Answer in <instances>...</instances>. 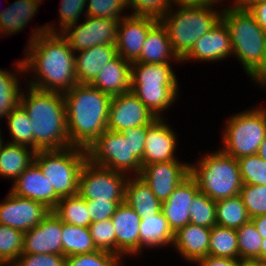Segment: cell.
<instances>
[{"mask_svg":"<svg viewBox=\"0 0 266 266\" xmlns=\"http://www.w3.org/2000/svg\"><path fill=\"white\" fill-rule=\"evenodd\" d=\"M23 49L28 86L64 94L78 84L75 53L61 33H48L46 24L35 26Z\"/></svg>","mask_w":266,"mask_h":266,"instance_id":"obj_1","label":"cell"},{"mask_svg":"<svg viewBox=\"0 0 266 266\" xmlns=\"http://www.w3.org/2000/svg\"><path fill=\"white\" fill-rule=\"evenodd\" d=\"M221 19L228 27L232 58L240 63L247 79L261 90L266 87V32L248 9L225 1Z\"/></svg>","mask_w":266,"mask_h":266,"instance_id":"obj_2","label":"cell"},{"mask_svg":"<svg viewBox=\"0 0 266 266\" xmlns=\"http://www.w3.org/2000/svg\"><path fill=\"white\" fill-rule=\"evenodd\" d=\"M63 97L70 145L87 150L107 129L112 96L90 84H76Z\"/></svg>","mask_w":266,"mask_h":266,"instance_id":"obj_3","label":"cell"},{"mask_svg":"<svg viewBox=\"0 0 266 266\" xmlns=\"http://www.w3.org/2000/svg\"><path fill=\"white\" fill-rule=\"evenodd\" d=\"M24 88L19 104L31 120L34 150L37 152L70 147L63 94L28 85Z\"/></svg>","mask_w":266,"mask_h":266,"instance_id":"obj_4","label":"cell"},{"mask_svg":"<svg viewBox=\"0 0 266 266\" xmlns=\"http://www.w3.org/2000/svg\"><path fill=\"white\" fill-rule=\"evenodd\" d=\"M173 64L131 63V92L157 118H165L168 110L180 99V82Z\"/></svg>","mask_w":266,"mask_h":266,"instance_id":"obj_5","label":"cell"},{"mask_svg":"<svg viewBox=\"0 0 266 266\" xmlns=\"http://www.w3.org/2000/svg\"><path fill=\"white\" fill-rule=\"evenodd\" d=\"M204 154L194 163L190 160V175L197 181L199 190L214 201L239 195L243 182L237 159L220 148Z\"/></svg>","mask_w":266,"mask_h":266,"instance_id":"obj_6","label":"cell"},{"mask_svg":"<svg viewBox=\"0 0 266 266\" xmlns=\"http://www.w3.org/2000/svg\"><path fill=\"white\" fill-rule=\"evenodd\" d=\"M222 10L223 6H171L160 21L166 27L172 49L180 59L198 38L216 25Z\"/></svg>","mask_w":266,"mask_h":266,"instance_id":"obj_7","label":"cell"},{"mask_svg":"<svg viewBox=\"0 0 266 266\" xmlns=\"http://www.w3.org/2000/svg\"><path fill=\"white\" fill-rule=\"evenodd\" d=\"M219 148L226 154L238 159L257 154L266 137V105L250 106L230 114L221 128Z\"/></svg>","mask_w":266,"mask_h":266,"instance_id":"obj_8","label":"cell"},{"mask_svg":"<svg viewBox=\"0 0 266 266\" xmlns=\"http://www.w3.org/2000/svg\"><path fill=\"white\" fill-rule=\"evenodd\" d=\"M87 160V150L70 146L59 150H39L34 162L60 197L78 194V178Z\"/></svg>","mask_w":266,"mask_h":266,"instance_id":"obj_9","label":"cell"},{"mask_svg":"<svg viewBox=\"0 0 266 266\" xmlns=\"http://www.w3.org/2000/svg\"><path fill=\"white\" fill-rule=\"evenodd\" d=\"M87 159L94 165L128 176H140L141 162L132 154L131 129L105 130L87 149Z\"/></svg>","mask_w":266,"mask_h":266,"instance_id":"obj_10","label":"cell"},{"mask_svg":"<svg viewBox=\"0 0 266 266\" xmlns=\"http://www.w3.org/2000/svg\"><path fill=\"white\" fill-rule=\"evenodd\" d=\"M128 175L92 164L82 165L78 178V194L89 200L124 201Z\"/></svg>","mask_w":266,"mask_h":266,"instance_id":"obj_11","label":"cell"},{"mask_svg":"<svg viewBox=\"0 0 266 266\" xmlns=\"http://www.w3.org/2000/svg\"><path fill=\"white\" fill-rule=\"evenodd\" d=\"M84 18L83 21L70 25L61 33L74 53L96 45L116 43L120 20L91 16H85Z\"/></svg>","mask_w":266,"mask_h":266,"instance_id":"obj_12","label":"cell"},{"mask_svg":"<svg viewBox=\"0 0 266 266\" xmlns=\"http://www.w3.org/2000/svg\"><path fill=\"white\" fill-rule=\"evenodd\" d=\"M158 118L131 91L112 96L107 130L122 132L142 125L153 124Z\"/></svg>","mask_w":266,"mask_h":266,"instance_id":"obj_13","label":"cell"},{"mask_svg":"<svg viewBox=\"0 0 266 266\" xmlns=\"http://www.w3.org/2000/svg\"><path fill=\"white\" fill-rule=\"evenodd\" d=\"M232 57L230 33L225 22L220 19L206 34L196 40L192 48L181 58V64L218 63ZM199 61V62H198Z\"/></svg>","mask_w":266,"mask_h":266,"instance_id":"obj_14","label":"cell"},{"mask_svg":"<svg viewBox=\"0 0 266 266\" xmlns=\"http://www.w3.org/2000/svg\"><path fill=\"white\" fill-rule=\"evenodd\" d=\"M50 212L42 203L8 191L0 202V224L26 232L41 223Z\"/></svg>","mask_w":266,"mask_h":266,"instance_id":"obj_15","label":"cell"},{"mask_svg":"<svg viewBox=\"0 0 266 266\" xmlns=\"http://www.w3.org/2000/svg\"><path fill=\"white\" fill-rule=\"evenodd\" d=\"M190 175V162L168 161L153 163L142 168L140 177L161 202H165L175 188Z\"/></svg>","mask_w":266,"mask_h":266,"instance_id":"obj_16","label":"cell"},{"mask_svg":"<svg viewBox=\"0 0 266 266\" xmlns=\"http://www.w3.org/2000/svg\"><path fill=\"white\" fill-rule=\"evenodd\" d=\"M178 136L166 116L158 118L147 130L142 168L153 163L183 161L176 155Z\"/></svg>","mask_w":266,"mask_h":266,"instance_id":"obj_17","label":"cell"},{"mask_svg":"<svg viewBox=\"0 0 266 266\" xmlns=\"http://www.w3.org/2000/svg\"><path fill=\"white\" fill-rule=\"evenodd\" d=\"M116 233V256L125 263L127 258H139V233L141 218L124 201L111 217Z\"/></svg>","mask_w":266,"mask_h":266,"instance_id":"obj_18","label":"cell"},{"mask_svg":"<svg viewBox=\"0 0 266 266\" xmlns=\"http://www.w3.org/2000/svg\"><path fill=\"white\" fill-rule=\"evenodd\" d=\"M158 22L150 17L127 15L119 21L115 47L123 59L134 62L141 53L148 31Z\"/></svg>","mask_w":266,"mask_h":266,"instance_id":"obj_19","label":"cell"},{"mask_svg":"<svg viewBox=\"0 0 266 266\" xmlns=\"http://www.w3.org/2000/svg\"><path fill=\"white\" fill-rule=\"evenodd\" d=\"M9 191L18 197L40 202L50 211L61 199L35 162L11 184Z\"/></svg>","mask_w":266,"mask_h":266,"instance_id":"obj_20","label":"cell"},{"mask_svg":"<svg viewBox=\"0 0 266 266\" xmlns=\"http://www.w3.org/2000/svg\"><path fill=\"white\" fill-rule=\"evenodd\" d=\"M23 253L62 255V221L52 211L24 232Z\"/></svg>","mask_w":266,"mask_h":266,"instance_id":"obj_21","label":"cell"},{"mask_svg":"<svg viewBox=\"0 0 266 266\" xmlns=\"http://www.w3.org/2000/svg\"><path fill=\"white\" fill-rule=\"evenodd\" d=\"M199 191L197 181L189 175L175 188L169 198L162 203V213L174 233L179 228L190 223V205Z\"/></svg>","mask_w":266,"mask_h":266,"instance_id":"obj_22","label":"cell"},{"mask_svg":"<svg viewBox=\"0 0 266 266\" xmlns=\"http://www.w3.org/2000/svg\"><path fill=\"white\" fill-rule=\"evenodd\" d=\"M211 228L188 223L174 233V242L171 250L177 252L185 264L192 266L209 255Z\"/></svg>","mask_w":266,"mask_h":266,"instance_id":"obj_23","label":"cell"},{"mask_svg":"<svg viewBox=\"0 0 266 266\" xmlns=\"http://www.w3.org/2000/svg\"><path fill=\"white\" fill-rule=\"evenodd\" d=\"M117 55L115 44H101L75 52L78 84H91L102 68Z\"/></svg>","mask_w":266,"mask_h":266,"instance_id":"obj_24","label":"cell"},{"mask_svg":"<svg viewBox=\"0 0 266 266\" xmlns=\"http://www.w3.org/2000/svg\"><path fill=\"white\" fill-rule=\"evenodd\" d=\"M90 85L111 96L131 91V62L117 55Z\"/></svg>","mask_w":266,"mask_h":266,"instance_id":"obj_25","label":"cell"},{"mask_svg":"<svg viewBox=\"0 0 266 266\" xmlns=\"http://www.w3.org/2000/svg\"><path fill=\"white\" fill-rule=\"evenodd\" d=\"M43 1L45 0H14L0 10V38L24 31L34 20Z\"/></svg>","mask_w":266,"mask_h":266,"instance_id":"obj_26","label":"cell"},{"mask_svg":"<svg viewBox=\"0 0 266 266\" xmlns=\"http://www.w3.org/2000/svg\"><path fill=\"white\" fill-rule=\"evenodd\" d=\"M134 62L181 63L173 51L166 27L158 21L147 33L140 56Z\"/></svg>","mask_w":266,"mask_h":266,"instance_id":"obj_27","label":"cell"},{"mask_svg":"<svg viewBox=\"0 0 266 266\" xmlns=\"http://www.w3.org/2000/svg\"><path fill=\"white\" fill-rule=\"evenodd\" d=\"M174 232L168 225V221L162 210L151 218L145 215L141 218L139 233V257L148 249L172 248Z\"/></svg>","mask_w":266,"mask_h":266,"instance_id":"obj_28","label":"cell"},{"mask_svg":"<svg viewBox=\"0 0 266 266\" xmlns=\"http://www.w3.org/2000/svg\"><path fill=\"white\" fill-rule=\"evenodd\" d=\"M12 66L14 68L12 72L0 68V120L2 121L19 104L23 86L26 85L22 59L15 60Z\"/></svg>","mask_w":266,"mask_h":266,"instance_id":"obj_29","label":"cell"},{"mask_svg":"<svg viewBox=\"0 0 266 266\" xmlns=\"http://www.w3.org/2000/svg\"><path fill=\"white\" fill-rule=\"evenodd\" d=\"M124 201L140 218L156 215L162 209V203L156 198L149 185L140 176H129Z\"/></svg>","mask_w":266,"mask_h":266,"instance_id":"obj_30","label":"cell"},{"mask_svg":"<svg viewBox=\"0 0 266 266\" xmlns=\"http://www.w3.org/2000/svg\"><path fill=\"white\" fill-rule=\"evenodd\" d=\"M35 153L27 146L5 141L0 150V178L13 183L34 162Z\"/></svg>","mask_w":266,"mask_h":266,"instance_id":"obj_31","label":"cell"},{"mask_svg":"<svg viewBox=\"0 0 266 266\" xmlns=\"http://www.w3.org/2000/svg\"><path fill=\"white\" fill-rule=\"evenodd\" d=\"M97 251L89 228L62 222V255L64 257Z\"/></svg>","mask_w":266,"mask_h":266,"instance_id":"obj_32","label":"cell"},{"mask_svg":"<svg viewBox=\"0 0 266 266\" xmlns=\"http://www.w3.org/2000/svg\"><path fill=\"white\" fill-rule=\"evenodd\" d=\"M250 220L240 195L216 201V225L237 230Z\"/></svg>","mask_w":266,"mask_h":266,"instance_id":"obj_33","label":"cell"},{"mask_svg":"<svg viewBox=\"0 0 266 266\" xmlns=\"http://www.w3.org/2000/svg\"><path fill=\"white\" fill-rule=\"evenodd\" d=\"M7 125V132L10 140L6 142L27 146L34 150V136L31 127V120L25 109L18 104L4 121ZM8 140V141H7Z\"/></svg>","mask_w":266,"mask_h":266,"instance_id":"obj_34","label":"cell"},{"mask_svg":"<svg viewBox=\"0 0 266 266\" xmlns=\"http://www.w3.org/2000/svg\"><path fill=\"white\" fill-rule=\"evenodd\" d=\"M62 222L87 227L92 223L86 200L79 194L61 198L52 211Z\"/></svg>","mask_w":266,"mask_h":266,"instance_id":"obj_35","label":"cell"},{"mask_svg":"<svg viewBox=\"0 0 266 266\" xmlns=\"http://www.w3.org/2000/svg\"><path fill=\"white\" fill-rule=\"evenodd\" d=\"M209 255L238 260L237 231L219 225L211 228Z\"/></svg>","mask_w":266,"mask_h":266,"instance_id":"obj_36","label":"cell"},{"mask_svg":"<svg viewBox=\"0 0 266 266\" xmlns=\"http://www.w3.org/2000/svg\"><path fill=\"white\" fill-rule=\"evenodd\" d=\"M236 231L238 239V260L259 262L263 238L258 233L256 226L250 220Z\"/></svg>","mask_w":266,"mask_h":266,"instance_id":"obj_37","label":"cell"},{"mask_svg":"<svg viewBox=\"0 0 266 266\" xmlns=\"http://www.w3.org/2000/svg\"><path fill=\"white\" fill-rule=\"evenodd\" d=\"M58 7V20L46 23L48 33H62L86 16V0H61Z\"/></svg>","mask_w":266,"mask_h":266,"instance_id":"obj_38","label":"cell"},{"mask_svg":"<svg viewBox=\"0 0 266 266\" xmlns=\"http://www.w3.org/2000/svg\"><path fill=\"white\" fill-rule=\"evenodd\" d=\"M24 232L0 224V259L11 266L23 253Z\"/></svg>","mask_w":266,"mask_h":266,"instance_id":"obj_39","label":"cell"},{"mask_svg":"<svg viewBox=\"0 0 266 266\" xmlns=\"http://www.w3.org/2000/svg\"><path fill=\"white\" fill-rule=\"evenodd\" d=\"M190 223L212 228L216 225V201L199 191L190 205Z\"/></svg>","mask_w":266,"mask_h":266,"instance_id":"obj_40","label":"cell"},{"mask_svg":"<svg viewBox=\"0 0 266 266\" xmlns=\"http://www.w3.org/2000/svg\"><path fill=\"white\" fill-rule=\"evenodd\" d=\"M126 11L127 0H86V16L121 20L129 15Z\"/></svg>","mask_w":266,"mask_h":266,"instance_id":"obj_41","label":"cell"},{"mask_svg":"<svg viewBox=\"0 0 266 266\" xmlns=\"http://www.w3.org/2000/svg\"><path fill=\"white\" fill-rule=\"evenodd\" d=\"M243 184L266 186V161L257 154L237 159Z\"/></svg>","mask_w":266,"mask_h":266,"instance_id":"obj_42","label":"cell"},{"mask_svg":"<svg viewBox=\"0 0 266 266\" xmlns=\"http://www.w3.org/2000/svg\"><path fill=\"white\" fill-rule=\"evenodd\" d=\"M126 263L115 254L97 250L91 253L65 257V266H125Z\"/></svg>","mask_w":266,"mask_h":266,"instance_id":"obj_43","label":"cell"},{"mask_svg":"<svg viewBox=\"0 0 266 266\" xmlns=\"http://www.w3.org/2000/svg\"><path fill=\"white\" fill-rule=\"evenodd\" d=\"M240 197L251 218L266 214V186L243 184Z\"/></svg>","mask_w":266,"mask_h":266,"instance_id":"obj_44","label":"cell"},{"mask_svg":"<svg viewBox=\"0 0 266 266\" xmlns=\"http://www.w3.org/2000/svg\"><path fill=\"white\" fill-rule=\"evenodd\" d=\"M89 230L97 250L116 255V233L111 218L91 223Z\"/></svg>","mask_w":266,"mask_h":266,"instance_id":"obj_45","label":"cell"},{"mask_svg":"<svg viewBox=\"0 0 266 266\" xmlns=\"http://www.w3.org/2000/svg\"><path fill=\"white\" fill-rule=\"evenodd\" d=\"M127 2L129 15L150 17L158 21L172 6L171 0H127Z\"/></svg>","mask_w":266,"mask_h":266,"instance_id":"obj_46","label":"cell"},{"mask_svg":"<svg viewBox=\"0 0 266 266\" xmlns=\"http://www.w3.org/2000/svg\"><path fill=\"white\" fill-rule=\"evenodd\" d=\"M11 266H65V257L57 254L22 253Z\"/></svg>","mask_w":266,"mask_h":266,"instance_id":"obj_47","label":"cell"},{"mask_svg":"<svg viewBox=\"0 0 266 266\" xmlns=\"http://www.w3.org/2000/svg\"><path fill=\"white\" fill-rule=\"evenodd\" d=\"M124 201H108V200H89L86 205L89 211L91 222H100L111 218L116 208Z\"/></svg>","mask_w":266,"mask_h":266,"instance_id":"obj_48","label":"cell"},{"mask_svg":"<svg viewBox=\"0 0 266 266\" xmlns=\"http://www.w3.org/2000/svg\"><path fill=\"white\" fill-rule=\"evenodd\" d=\"M152 124L142 125L131 129L132 154L141 162L145 150L147 130Z\"/></svg>","mask_w":266,"mask_h":266,"instance_id":"obj_49","label":"cell"},{"mask_svg":"<svg viewBox=\"0 0 266 266\" xmlns=\"http://www.w3.org/2000/svg\"><path fill=\"white\" fill-rule=\"evenodd\" d=\"M240 261L227 258V257H216L206 256L199 259L194 265L195 266H239Z\"/></svg>","mask_w":266,"mask_h":266,"instance_id":"obj_50","label":"cell"},{"mask_svg":"<svg viewBox=\"0 0 266 266\" xmlns=\"http://www.w3.org/2000/svg\"><path fill=\"white\" fill-rule=\"evenodd\" d=\"M247 9L255 17L256 23L266 32V0H259Z\"/></svg>","mask_w":266,"mask_h":266,"instance_id":"obj_51","label":"cell"},{"mask_svg":"<svg viewBox=\"0 0 266 266\" xmlns=\"http://www.w3.org/2000/svg\"><path fill=\"white\" fill-rule=\"evenodd\" d=\"M224 1L227 0H171L172 5L177 6H224Z\"/></svg>","mask_w":266,"mask_h":266,"instance_id":"obj_52","label":"cell"},{"mask_svg":"<svg viewBox=\"0 0 266 266\" xmlns=\"http://www.w3.org/2000/svg\"><path fill=\"white\" fill-rule=\"evenodd\" d=\"M251 221L256 226L258 233L263 239L266 238V214L251 218Z\"/></svg>","mask_w":266,"mask_h":266,"instance_id":"obj_53","label":"cell"},{"mask_svg":"<svg viewBox=\"0 0 266 266\" xmlns=\"http://www.w3.org/2000/svg\"><path fill=\"white\" fill-rule=\"evenodd\" d=\"M235 7L247 9L250 5L253 3L259 1V0H227V2Z\"/></svg>","mask_w":266,"mask_h":266,"instance_id":"obj_54","label":"cell"},{"mask_svg":"<svg viewBox=\"0 0 266 266\" xmlns=\"http://www.w3.org/2000/svg\"><path fill=\"white\" fill-rule=\"evenodd\" d=\"M257 155L264 161H266V137L264 138V140L262 141L259 149H258V152H257Z\"/></svg>","mask_w":266,"mask_h":266,"instance_id":"obj_55","label":"cell"},{"mask_svg":"<svg viewBox=\"0 0 266 266\" xmlns=\"http://www.w3.org/2000/svg\"><path fill=\"white\" fill-rule=\"evenodd\" d=\"M259 262L266 263V238L262 241L261 254L259 256Z\"/></svg>","mask_w":266,"mask_h":266,"instance_id":"obj_56","label":"cell"},{"mask_svg":"<svg viewBox=\"0 0 266 266\" xmlns=\"http://www.w3.org/2000/svg\"><path fill=\"white\" fill-rule=\"evenodd\" d=\"M239 266H264V263L258 261H240Z\"/></svg>","mask_w":266,"mask_h":266,"instance_id":"obj_57","label":"cell"},{"mask_svg":"<svg viewBox=\"0 0 266 266\" xmlns=\"http://www.w3.org/2000/svg\"><path fill=\"white\" fill-rule=\"evenodd\" d=\"M5 136H3V135H0V150H1V147H2V145L5 143V138H4Z\"/></svg>","mask_w":266,"mask_h":266,"instance_id":"obj_58","label":"cell"},{"mask_svg":"<svg viewBox=\"0 0 266 266\" xmlns=\"http://www.w3.org/2000/svg\"><path fill=\"white\" fill-rule=\"evenodd\" d=\"M0 266H9L6 262H0Z\"/></svg>","mask_w":266,"mask_h":266,"instance_id":"obj_59","label":"cell"},{"mask_svg":"<svg viewBox=\"0 0 266 266\" xmlns=\"http://www.w3.org/2000/svg\"><path fill=\"white\" fill-rule=\"evenodd\" d=\"M1 125H2V123H0V135H3L2 133V131H4V129L1 127ZM3 129V130H2Z\"/></svg>","mask_w":266,"mask_h":266,"instance_id":"obj_60","label":"cell"}]
</instances>
